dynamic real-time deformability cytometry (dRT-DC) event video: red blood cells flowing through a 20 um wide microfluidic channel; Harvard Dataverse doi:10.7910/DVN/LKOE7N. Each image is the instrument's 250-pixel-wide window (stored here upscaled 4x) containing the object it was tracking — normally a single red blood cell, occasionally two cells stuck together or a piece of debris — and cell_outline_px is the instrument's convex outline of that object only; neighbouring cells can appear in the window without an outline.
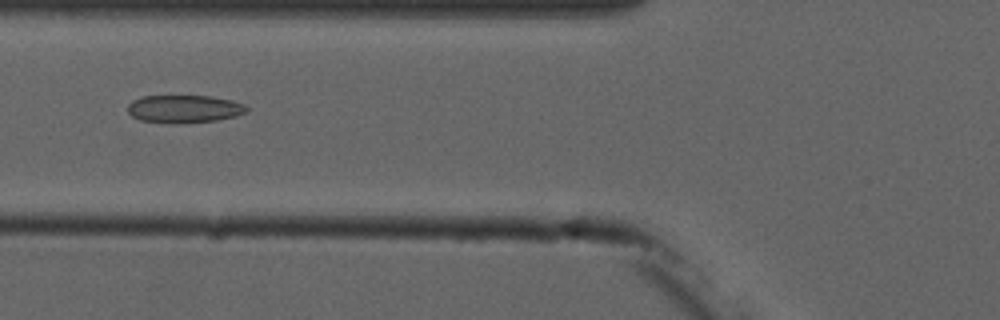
{"species": "common noctule bat (a hibernating species)", "species_latin": "Nyctalus noctula", "temperature_condition": "cold", "stored_images_in_passage": 6, "camera_frame_rate_fps": 3000, "um_per_image_px": 0.085, "animal": {"sex": "male", "forearm_length_mm": 52.5}, "frame": {"image": 1, "passage_image": 4, "time_ms": 4.333, "image_size_px": [1000, 320], "cell_outline_px": [[248, 112], [236, 116], [216, 120], [180, 124], [172, 124], [140, 120], [132, 116], [128, 112], [128, 104], [132, 100], [140, 96], [212, 96], [232, 100], [244, 104], [248, 108]], "centroid_in_image_um": [15.65, 9.26], "position_along_channel_um": 110.1, "area_um2": 19.54}}
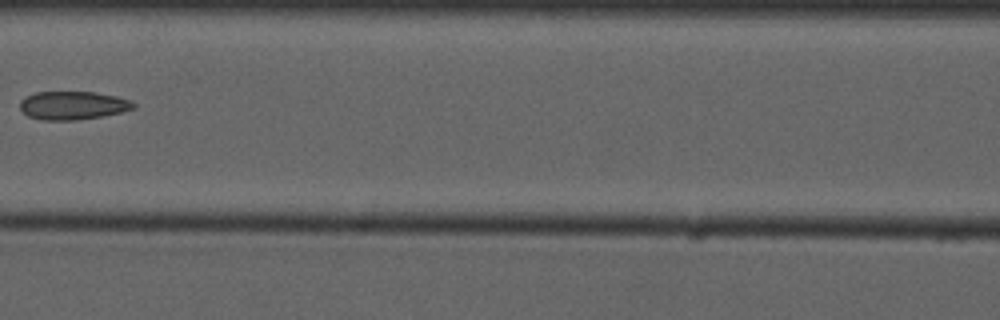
{"frame": {"image": 2, "passage_image": 5, "time_ms": 5.667, "image_size_px": [1000, 320], "cell_outline_px": [[136, 108], [120, 112], [100, 116], [76, 120], [40, 120], [28, 116], [20, 108], [20, 100], [24, 96], [36, 92], [92, 92], [116, 96], [132, 100], [136, 104]], "centroid_in_image_um": [6.18, 8.95], "position_along_channel_um": 160.4, "area_um2": 18.79}}
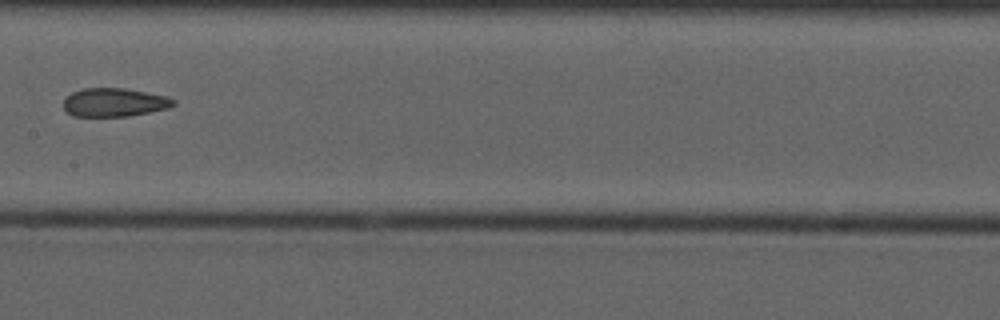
{"frame": {"image": 3, "passage_image": 6, "time_ms": 6.667, "image_size_px": [1000, 320], "cell_outline_px": [[176, 104], [168, 108], [128, 116], [72, 116], [64, 108], [64, 100], [72, 92], [84, 88], [124, 88], [164, 96], [176, 100]], "centroid_in_image_um": [9.7, 8.7], "position_along_channel_um": 197.7, "area_um2": 18.03}}